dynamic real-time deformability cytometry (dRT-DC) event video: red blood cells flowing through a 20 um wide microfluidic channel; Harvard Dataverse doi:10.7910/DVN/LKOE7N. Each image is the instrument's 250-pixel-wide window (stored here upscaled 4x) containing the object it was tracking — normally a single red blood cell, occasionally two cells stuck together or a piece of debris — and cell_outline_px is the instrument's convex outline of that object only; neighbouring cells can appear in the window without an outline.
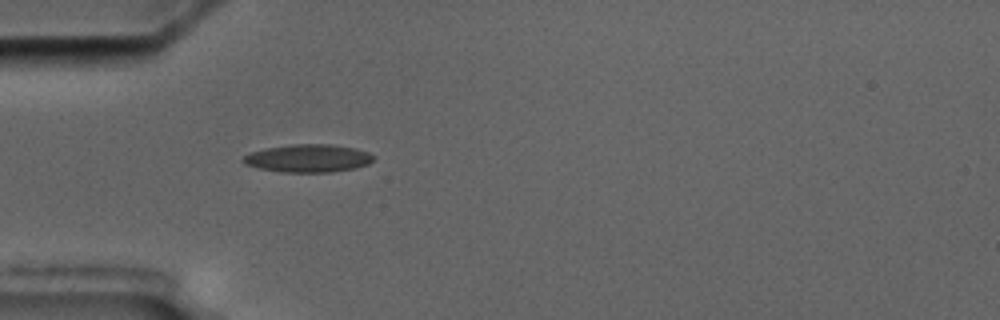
{"species": "common noctule bat (a hibernating species)", "species_latin": "Nyctalus noctula", "temperature_condition": "cold", "stored_images_in_passage": 1, "camera_frame_rate_fps": 3000, "um_per_image_px": 0.085, "animal": {"sex": "male", "body_mass_g": 17.5, "forearm_length_mm": 52.3}, "frame": {"image": 1, "passage_image": 1, "time_ms": 0.0, "image_size_px": [1000, 320], "cell_outline_px": [[376, 156], [368, 164], [352, 168], [328, 172], [284, 172], [260, 168], [244, 164], [240, 160], [248, 152], [264, 148], [292, 144], [332, 144], [356, 148], [368, 152]], "centroid_in_image_um": [26.16, 13.44], "position_along_channel_um": 58.8, "area_um2": 21.21}}